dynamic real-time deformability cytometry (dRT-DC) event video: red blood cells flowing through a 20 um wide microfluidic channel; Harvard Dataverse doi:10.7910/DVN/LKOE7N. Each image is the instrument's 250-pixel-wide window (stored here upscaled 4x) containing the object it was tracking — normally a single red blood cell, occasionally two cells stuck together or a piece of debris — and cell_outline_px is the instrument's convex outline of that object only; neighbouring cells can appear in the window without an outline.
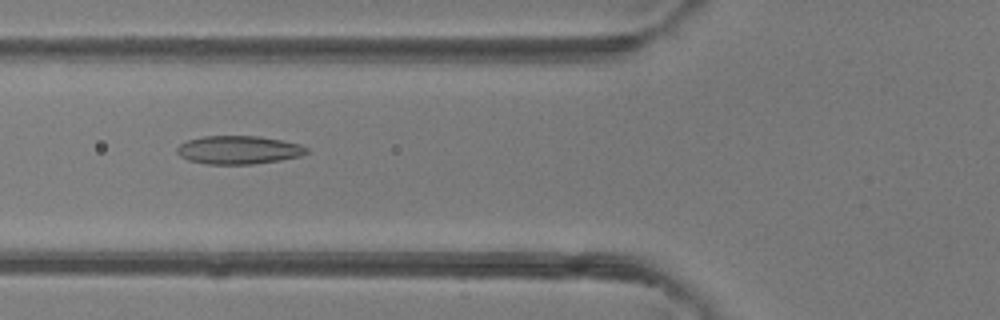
{"species": "common noctule bat (a hibernating species)", "species_latin": "Nyctalus noctula", "temperature_condition": "room temperature", "stored_images_in_passage": 49, "camera_frame_rate_fps": 3000, "um_per_image_px": 0.085, "animal": {"sex": "female"}, "frame": {"image": 1, "passage_image": 19, "time_ms": 6.0, "image_size_px": [1000, 320], "cell_outline_px": [[304, 152], [292, 156], [272, 160], [240, 164], [220, 164], [196, 160], [188, 156], [184, 144], [192, 140], [212, 136], [248, 136], [276, 140], [292, 144]], "centroid_in_image_um": [20.3, 12.72], "position_along_channel_um": 105.5, "area_um2": 18.21}}
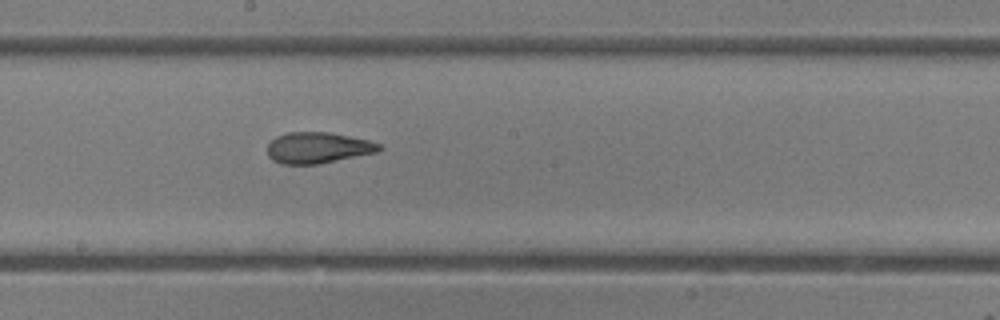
{"frame": {"image": 2, "passage_image": 27, "time_ms": 8.667, "image_size_px": [1000, 320], "cell_outline_px": [[380, 148], [368, 152], [312, 164], [288, 164], [276, 160], [268, 152], [268, 148], [272, 140], [280, 136], [300, 132], [316, 132], [364, 140], [376, 144]], "centroid_in_image_um": [26.88, 12.56], "position_along_channel_um": 221.3, "area_um2": 17.98}}
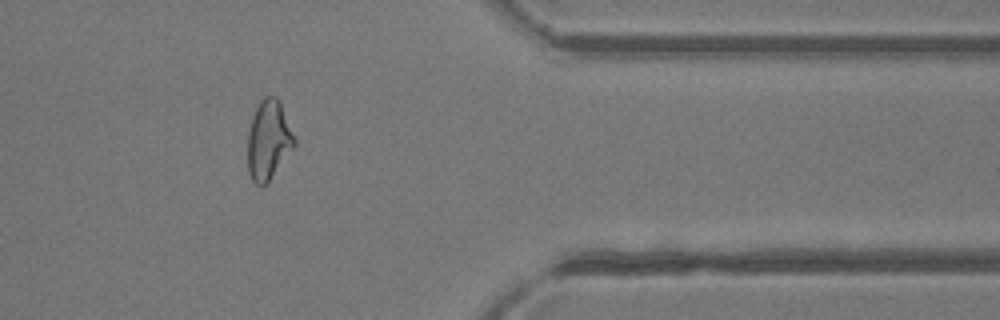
{"frame": {"image": 3, "passage_image": 40, "time_ms": 13.0, "image_size_px": [1000, 320], "cell_outline_px": [[292, 144], [268, 180], [264, 184], [260, 184], [252, 176], [248, 164], [248, 140], [252, 124], [256, 112], [260, 104], [264, 100], [276, 100], [280, 108], [292, 136]], "centroid_in_image_um": [22.76, 11.97], "position_along_channel_um": 388.6, "area_um2": 18.44}, "authors_computed_cell_mechanics": {"area_um2": 17.5134, "velocity_mm_per_s": 4.3214, "shape_relaxation_time_tau1_ms": null, "shape_relaxation_time_tau2_ms": 3.1987, "deformation_change_tau1": null, "deformation_change_tau2": 0.0969}}